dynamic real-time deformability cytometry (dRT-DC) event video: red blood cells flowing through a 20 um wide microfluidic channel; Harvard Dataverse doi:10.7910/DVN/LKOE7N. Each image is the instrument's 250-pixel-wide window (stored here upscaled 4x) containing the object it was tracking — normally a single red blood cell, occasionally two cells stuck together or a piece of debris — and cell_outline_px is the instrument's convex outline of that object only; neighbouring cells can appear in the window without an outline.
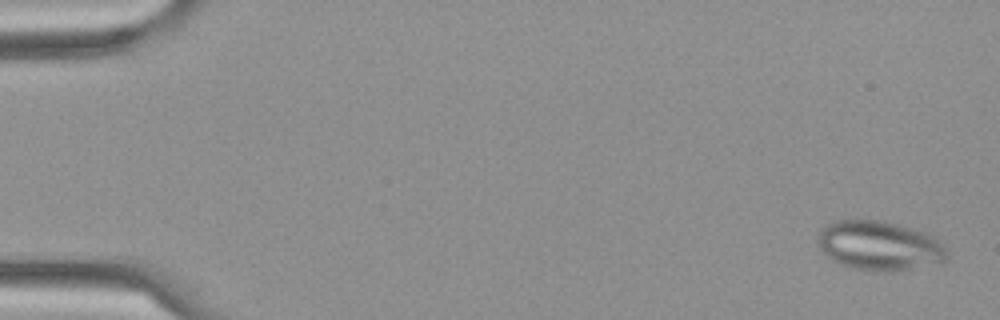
{"species": "Egyptian fruit bat (a non-hibernating species)", "species_latin": "Rousettus aegyptiacus", "temperature_condition": "cold", "stored_images_in_passage": 5, "camera_frame_rate_fps": 3000, "um_per_image_px": 0.085, "frame": {"image": 1, "passage_image": 1, "time_ms": 0.0, "image_size_px": [1000, 320], "cell_outline_px": [[948, 256], [944, 260], [892, 272], [880, 272], [856, 268], [844, 264], [828, 256], [820, 248], [816, 240], [816, 236], [820, 228], [824, 224], [836, 220], [876, 220], [896, 224], [924, 232], [936, 236], [944, 244], [948, 252]], "centroid_in_image_um": [74.73, 20.85], "position_along_channel_um": 10.3, "area_um2": 36.93}}